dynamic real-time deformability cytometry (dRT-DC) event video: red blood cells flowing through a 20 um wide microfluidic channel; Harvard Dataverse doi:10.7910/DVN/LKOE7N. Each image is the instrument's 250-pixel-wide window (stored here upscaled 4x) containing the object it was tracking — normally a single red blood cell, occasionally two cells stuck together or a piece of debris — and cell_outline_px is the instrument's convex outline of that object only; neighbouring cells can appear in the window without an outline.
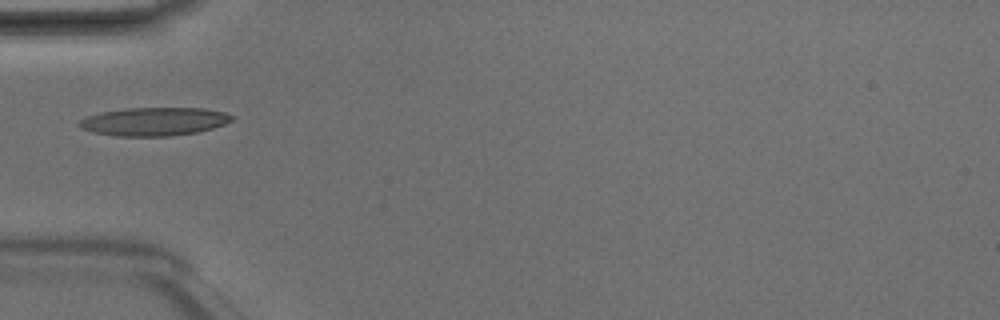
{"species": "Egyptian fruit bat (a non-hibernating species)", "species_latin": "Rousettus aegyptiacus", "temperature_condition": "room temperature", "stored_images_in_passage": 2, "camera_frame_rate_fps": 3000, "um_per_image_px": 0.085, "animal": {"sex": "male"}, "frame": {"image": 1, "passage_image": 1, "time_ms": 0.0, "image_size_px": [1000, 320], "cell_outline_px": [[236, 116], [232, 120], [224, 124], [212, 128], [196, 132], [168, 136], [116, 136], [92, 132], [80, 128], [76, 124], [76, 120], [100, 112], [124, 108], [204, 108], [224, 112]], "centroid_in_image_um": [13.05, 10.32], "position_along_channel_um": 72.0, "area_um2": 25.37}}